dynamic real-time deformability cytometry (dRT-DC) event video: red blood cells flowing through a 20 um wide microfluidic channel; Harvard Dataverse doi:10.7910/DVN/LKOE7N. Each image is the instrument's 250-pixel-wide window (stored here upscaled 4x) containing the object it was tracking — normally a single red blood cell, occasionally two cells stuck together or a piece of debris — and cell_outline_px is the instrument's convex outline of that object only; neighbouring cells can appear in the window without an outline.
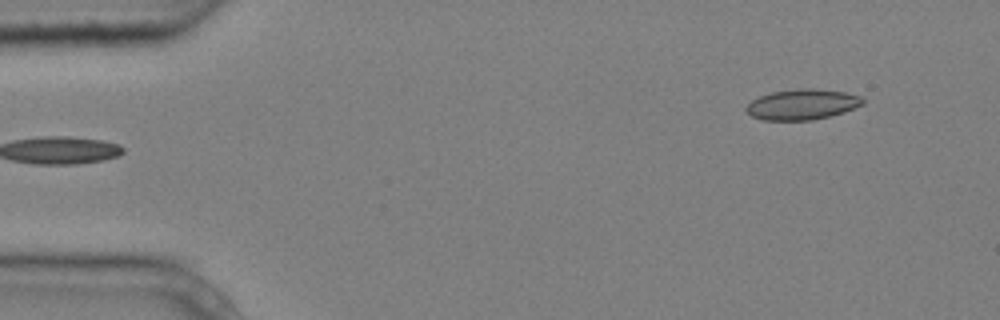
{"species": "common noctule bat (a hibernating species)", "species_latin": "Nyctalus noctula", "temperature_condition": "cold", "stored_images_in_passage": 5, "segment_of_instrument_passage": [2, 2], "camera_frame_rate_fps": 3000, "um_per_image_px": 0.085, "animal": {"sex": "male", "body_mass_g": 20.4}, "frame": {"image": 1, "passage_image": 5, "time_ms": 1.333, "image_size_px": [1000, 320], "cell_outline_px": [[864, 104], [844, 112], [812, 120], [764, 120], [752, 116], [744, 108], [752, 100], [760, 96], [772, 92], [796, 88], [812, 88], [844, 92], [860, 96], [864, 100]], "centroid_in_image_um": [68.19, 8.87], "position_along_channel_um": 16.8, "area_um2": 20.63}}